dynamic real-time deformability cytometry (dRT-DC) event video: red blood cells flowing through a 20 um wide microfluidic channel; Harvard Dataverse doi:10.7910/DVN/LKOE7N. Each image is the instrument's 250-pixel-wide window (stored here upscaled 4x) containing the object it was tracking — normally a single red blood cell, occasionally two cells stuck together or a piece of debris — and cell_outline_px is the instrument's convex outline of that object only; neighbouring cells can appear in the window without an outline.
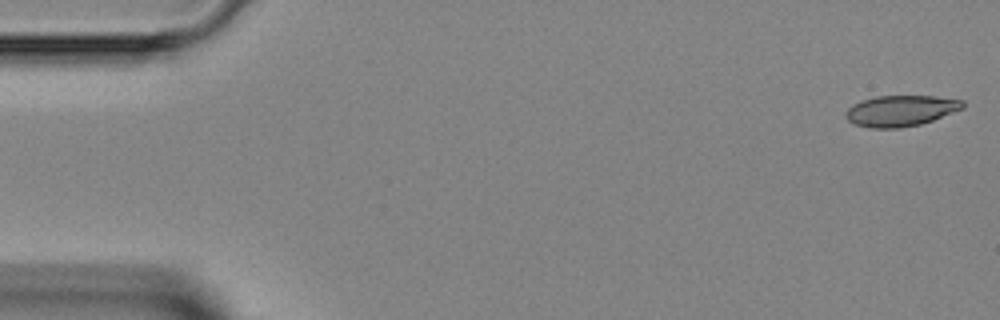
{"species": "Egyptian fruit bat (a non-hibernating species)", "species_latin": "Rousettus aegyptiacus", "temperature_condition": "room temperature", "stored_images_in_passage": 46, "camera_frame_rate_fps": 3000, "um_per_image_px": 0.085, "animal": {"sex": "female"}, "frame": {"image": 1, "passage_image": 1, "time_ms": 0.0, "image_size_px": [1000, 320], "cell_outline_px": [[964, 108], [932, 120], [920, 124], [900, 128], [872, 128], [856, 124], [848, 120], [844, 116], [844, 112], [852, 104], [860, 100], [876, 96], [936, 96], [964, 100]], "centroid_in_image_um": [76.54, 9.4], "position_along_channel_um": 8.5, "area_um2": 21.15}}
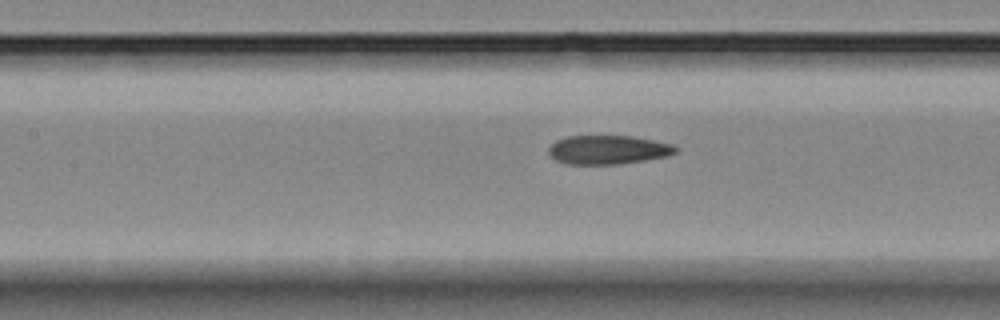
{"frame": {"image": 2, "passage_image": 20, "time_ms": 6.333, "image_size_px": [1000, 320], "cell_outline_px": [[680, 148], [676, 152], [668, 156], [616, 164], [568, 164], [556, 160], [548, 152], [548, 148], [556, 140], [568, 136], [632, 136], [672, 144]], "centroid_in_image_um": [51.69, 12.72], "position_along_channel_um": 155.7, "area_um2": 21.21}}
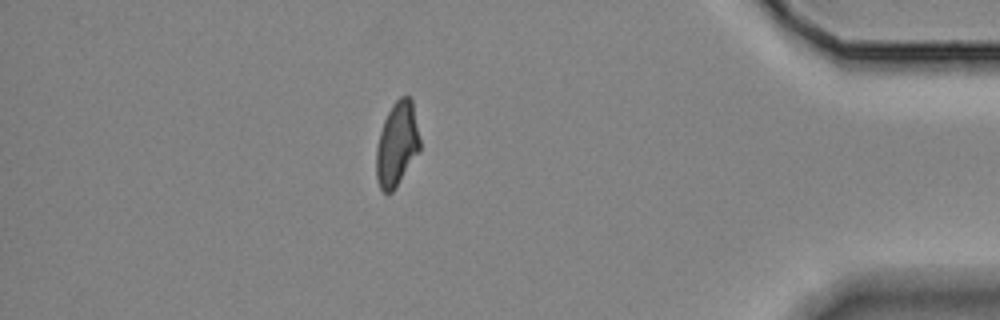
{"frame": {"image": 3, "passage_image": 40, "time_ms": 13.0, "image_size_px": [1000, 320], "cell_outline_px": [[420, 152], [396, 188], [392, 192], [384, 192], [380, 188], [376, 176], [376, 148], [380, 132], [384, 120], [392, 104], [400, 96], [408, 96], [412, 100], [420, 140]], "centroid_in_image_um": [33.75, 12.27], "position_along_channel_um": 401.5, "area_um2": 21.56}}